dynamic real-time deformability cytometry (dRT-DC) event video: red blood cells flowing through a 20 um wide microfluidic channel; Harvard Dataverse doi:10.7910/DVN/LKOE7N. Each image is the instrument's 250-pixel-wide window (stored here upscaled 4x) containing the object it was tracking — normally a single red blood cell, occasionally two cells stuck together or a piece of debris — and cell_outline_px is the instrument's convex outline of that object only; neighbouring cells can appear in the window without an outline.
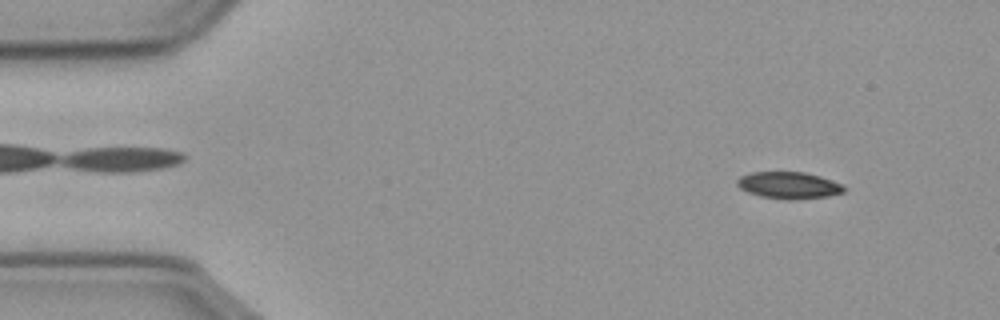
{"species": "common noctule bat (a hibernating species)", "species_latin": "Nyctalus noctula", "temperature_condition": "cold", "stored_images_in_passage": 55, "camera_frame_rate_fps": 3000, "um_per_image_px": 0.085, "animal": {"sex": "male", "body_mass_g": 23.1, "forearm_length_mm": 52.7}, "frame": {"image": 1, "passage_image": 4, "time_ms": 1.0, "image_size_px": [1000, 320], "cell_outline_px": [[844, 192], [828, 196], [796, 200], [788, 200], [760, 196], [748, 192], [740, 188], [736, 184], [736, 180], [740, 176], [752, 172], [804, 172], [820, 176], [840, 184], [844, 188]], "centroid_in_image_um": [67.01, 15.75], "position_along_channel_um": 18.0, "area_um2": 16.65}}
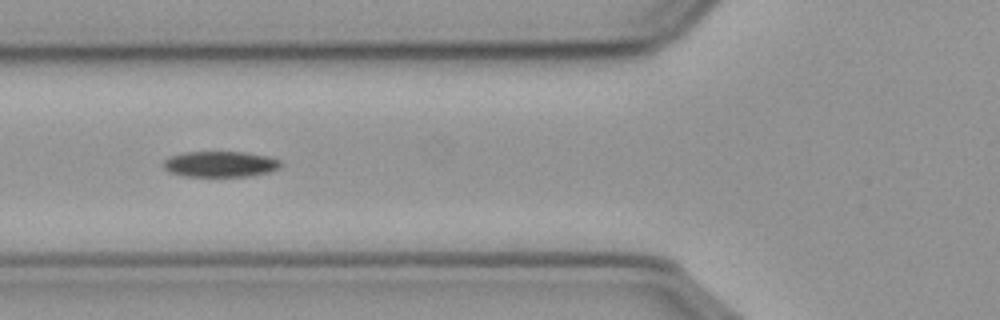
{"frame": {"image": 2, "passage_image": 19, "time_ms": 6.0, "image_size_px": [1000, 320], "cell_outline_px": [[280, 168], [268, 172], [248, 176], [184, 176], [168, 172], [164, 168], [164, 160], [172, 156], [184, 152], [244, 152], [264, 156], [280, 160]], "centroid_in_image_um": [18.69, 13.95], "position_along_channel_um": 107.1, "area_um2": 17.4}}
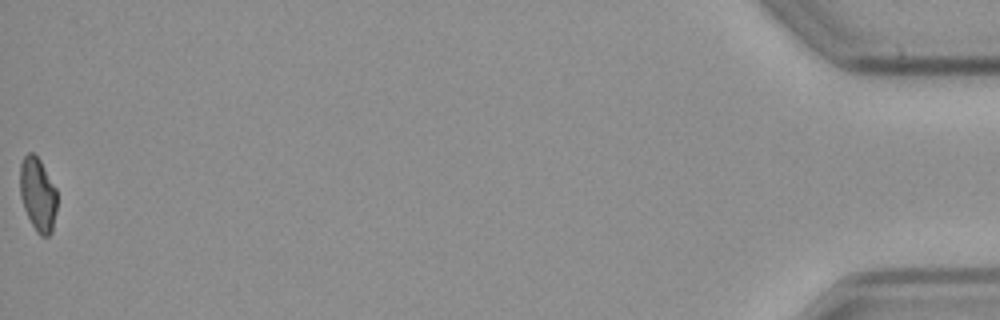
{"frame": {"image": 3, "passage_image": 55, "time_ms": 18.0, "image_size_px": [1000, 320], "cell_outline_px": [[56, 212], [52, 232], [48, 236], [40, 236], [36, 232], [24, 208], [20, 196], [20, 164], [24, 156], [28, 152], [32, 152], [40, 160], [56, 188]], "centroid_in_image_um": [3.21, 16.53], "position_along_channel_um": 432.0, "area_um2": 15.9}, "authors_computed_cell_mechanics": {"area_um2": 17.34, "velocity_mm_per_s": 3.6112, "shape_relaxation_time_tau1_ms": 9.4785, "shape_relaxation_time_tau2_ms": null, "deformation_change_tau1": 0.1537, "deformation_change_tau2": null}}